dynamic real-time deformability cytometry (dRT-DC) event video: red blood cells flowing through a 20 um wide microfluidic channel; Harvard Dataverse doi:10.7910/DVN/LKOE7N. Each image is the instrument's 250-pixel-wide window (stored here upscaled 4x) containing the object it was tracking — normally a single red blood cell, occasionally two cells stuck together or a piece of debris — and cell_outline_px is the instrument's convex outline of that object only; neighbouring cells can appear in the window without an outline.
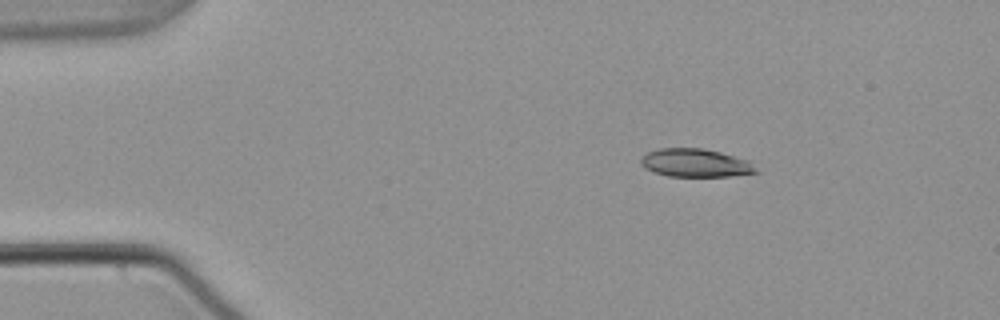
{"species": "common noctule bat (a hibernating species)", "species_latin": "Nyctalus noctula", "temperature_condition": "warm", "stored_images_in_passage": 32, "camera_frame_rate_fps": 3000, "um_per_image_px": 0.085, "animal": {"sex": "male", "body_mass_g": 21.5, "forearm_length_mm": 52.0}, "frame": {"image": 1, "passage_image": 1, "time_ms": 0.0, "image_size_px": [1000, 320], "cell_outline_px": [[760, 172], [728, 176], [668, 176], [652, 172], [644, 168], [640, 164], [640, 160], [648, 152], [660, 148], [704, 148], [752, 160]], "centroid_in_image_um": [59.16, 13.85], "position_along_channel_um": 25.8, "area_um2": 19.19}}
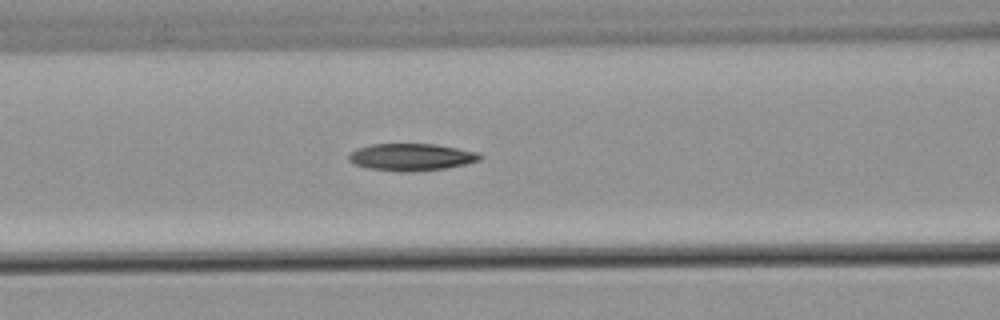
{"frame": {"image": 2, "passage_image": 15, "time_ms": 4.667, "image_size_px": [1000, 320], "cell_outline_px": [[484, 156], [480, 160], [464, 164], [444, 168], [408, 172], [400, 172], [368, 168], [356, 164], [348, 160], [348, 156], [356, 148], [368, 144], [436, 144], [480, 152]], "centroid_in_image_um": [34.98, 13.34], "position_along_channel_um": 131.6, "area_um2": 20.81}}
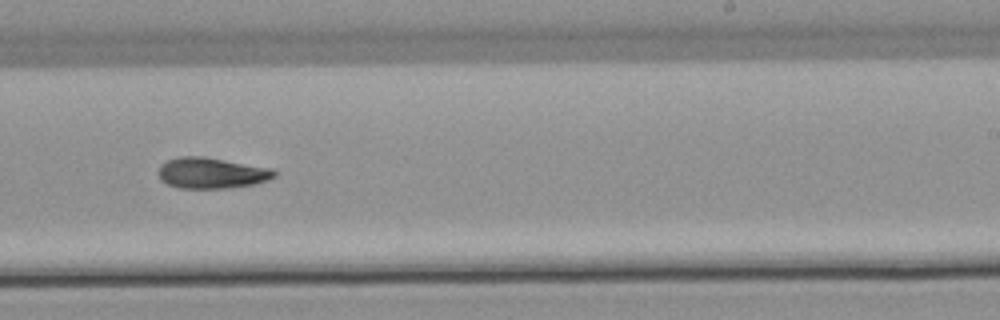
{"frame": {"image": 3, "passage_image": 26, "time_ms": 8.333, "image_size_px": [1000, 320], "cell_outline_px": [[276, 176], [268, 180], [256, 184], [228, 188], [180, 188], [168, 184], [160, 180], [156, 172], [160, 164], [168, 160], [180, 156], [204, 156], [272, 168], [276, 172]], "centroid_in_image_um": [17.96, 14.7], "position_along_channel_um": 271.0, "area_um2": 21.15}}